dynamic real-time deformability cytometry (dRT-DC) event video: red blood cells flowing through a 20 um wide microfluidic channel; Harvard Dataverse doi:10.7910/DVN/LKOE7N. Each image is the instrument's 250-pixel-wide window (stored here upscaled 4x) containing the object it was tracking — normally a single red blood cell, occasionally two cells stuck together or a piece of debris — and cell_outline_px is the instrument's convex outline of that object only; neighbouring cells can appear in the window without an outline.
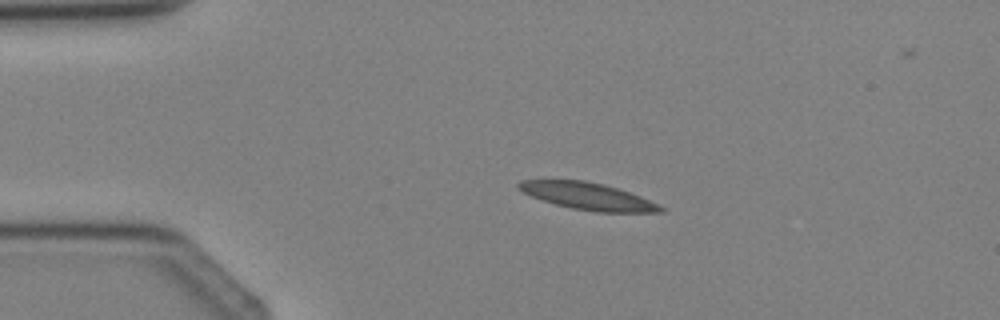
{"species": "Egyptian fruit bat (a non-hibernating species)", "species_latin": "Rousettus aegyptiacus", "temperature_condition": "cold", "stored_images_in_passage": 4, "camera_frame_rate_fps": 3000, "um_per_image_px": 0.085, "animal": {"sex": "female"}, "frame": {"image": 1, "passage_image": 2, "time_ms": 1.0, "image_size_px": [1000, 320], "cell_outline_px": [[668, 208], [664, 212], [596, 212], [572, 208], [556, 204], [532, 196], [516, 188], [516, 184], [520, 180], [584, 180], [604, 184], [640, 196], [660, 204]], "centroid_in_image_um": [50.01, 16.68], "position_along_channel_um": 35.0, "area_um2": 22.31}}
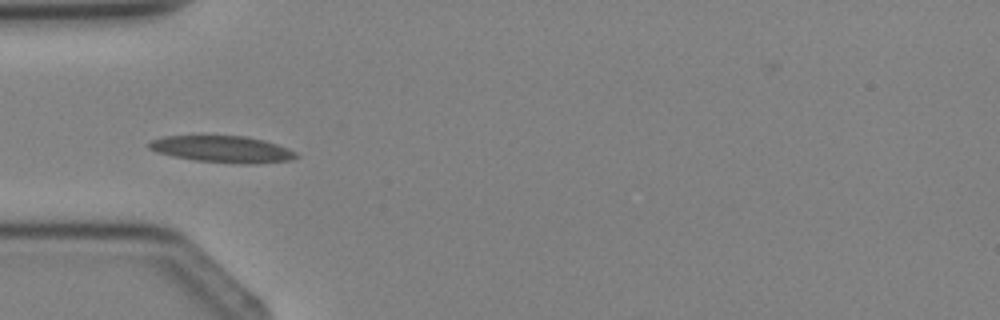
{"frame": {"image": 2, "passage_image": 3, "time_ms": 2.333, "image_size_px": [1000, 320], "cell_outline_px": [[300, 156], [292, 160], [252, 164], [240, 164], [196, 160], [172, 156], [156, 152], [148, 148], [148, 144], [152, 140], [164, 136], [244, 136], [264, 140], [288, 148], [296, 152]], "centroid_in_image_um": [18.93, 12.69], "position_along_channel_um": 66.1, "area_um2": 22.83}}
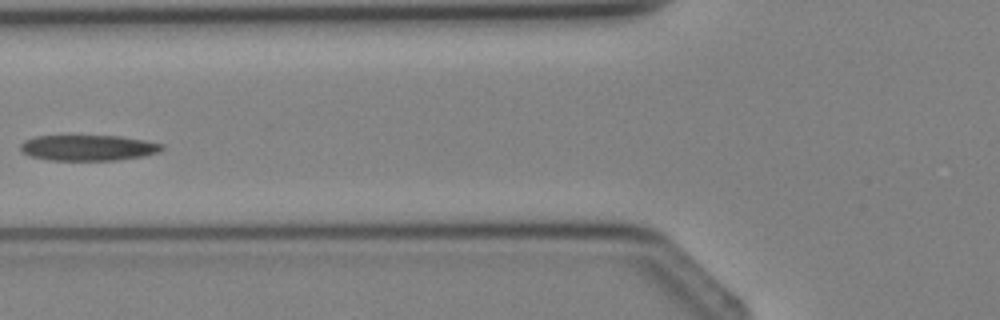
{"frame": {"image": 3, "passage_image": 4, "time_ms": 3.333, "image_size_px": [1000, 320], "cell_outline_px": [[164, 148], [160, 152], [144, 156], [116, 160], [52, 160], [28, 156], [20, 152], [20, 144], [24, 140], [36, 136], [120, 136], [144, 140], [164, 144]], "centroid_in_image_um": [7.49, 12.56], "position_along_channel_um": 118.3, "area_um2": 21.33}}